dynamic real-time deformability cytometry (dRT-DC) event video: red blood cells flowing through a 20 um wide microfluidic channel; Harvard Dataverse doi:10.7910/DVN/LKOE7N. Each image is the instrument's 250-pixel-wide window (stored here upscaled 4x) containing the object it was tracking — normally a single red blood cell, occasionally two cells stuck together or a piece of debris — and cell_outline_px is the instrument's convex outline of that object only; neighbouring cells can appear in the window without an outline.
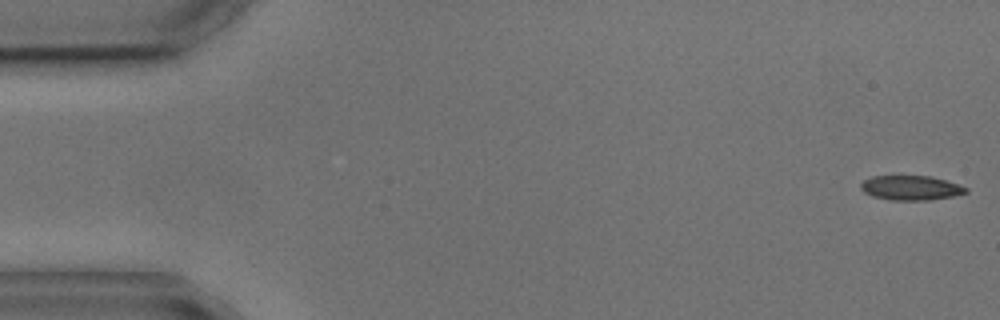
{"species": "common noctule bat (a hibernating species)", "species_latin": "Nyctalus noctula", "temperature_condition": "cold", "stored_images_in_passage": 5, "segment_of_instrument_passage": [2, 2], "camera_frame_rate_fps": 3000, "um_per_image_px": 0.085, "animal": {"sex": "male", "body_mass_g": 17.9, "forearm_length_mm": 54.2}, "frame": {"image": 1, "passage_image": 5, "time_ms": 5.667, "image_size_px": [1000, 320], "cell_outline_px": [[968, 192], [952, 196], [928, 200], [892, 200], [872, 196], [864, 192], [860, 188], [860, 184], [864, 180], [872, 176], [932, 176], [968, 188]], "centroid_in_image_um": [77.39, 15.96], "position_along_channel_um": 7.6, "area_um2": 14.91}}